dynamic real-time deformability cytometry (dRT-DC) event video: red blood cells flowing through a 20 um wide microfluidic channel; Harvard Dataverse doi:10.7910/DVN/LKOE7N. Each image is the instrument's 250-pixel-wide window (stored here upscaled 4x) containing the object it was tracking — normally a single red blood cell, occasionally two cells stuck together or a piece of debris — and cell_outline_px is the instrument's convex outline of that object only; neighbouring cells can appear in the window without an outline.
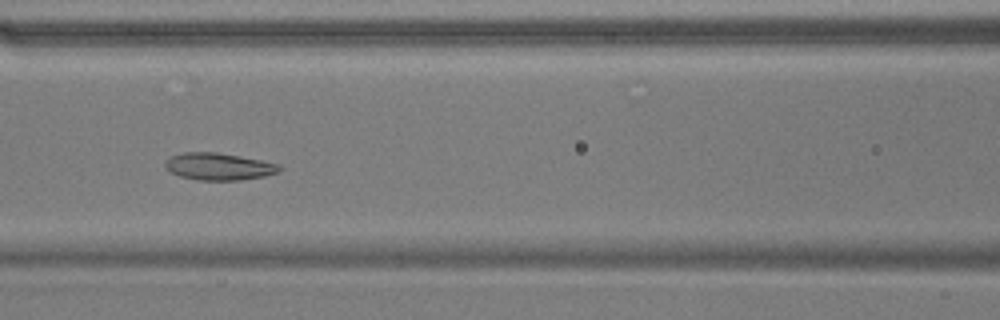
{"species": "common noctule bat (a hibernating species)", "species_latin": "Nyctalus noctula", "temperature_condition": "warm", "stored_images_in_passage": 53, "camera_frame_rate_fps": 3000, "um_per_image_px": 0.085, "animal": {"sex": "male", "body_mass_g": 17.9}, "frame": {"image": 1, "passage_image": 22, "time_ms": 7.0, "image_size_px": [1000, 320], "cell_outline_px": [[280, 172], [264, 176], [240, 180], [200, 180], [180, 176], [168, 172], [164, 168], [164, 164], [172, 156], [184, 152], [216, 152], [240, 156], [260, 160], [276, 164], [280, 168]], "centroid_in_image_um": [18.55, 14.16], "position_along_channel_um": 148.0, "area_um2": 17.92}}
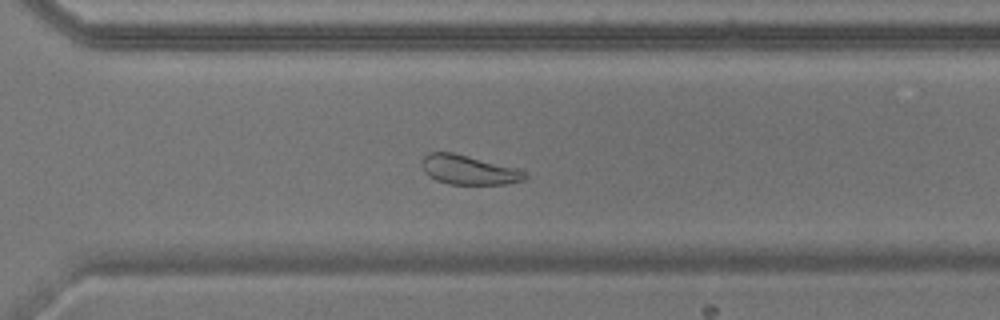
{"frame": {"image": 2, "passage_image": 37, "time_ms": 12.0, "image_size_px": [1000, 320], "cell_outline_px": [[528, 176], [524, 180], [504, 184], [448, 184], [436, 180], [428, 176], [424, 172], [420, 164], [420, 160], [428, 152], [452, 152], [528, 172]], "centroid_in_image_um": [39.76, 14.45], "position_along_channel_um": 330.8, "area_um2": 17.51}}
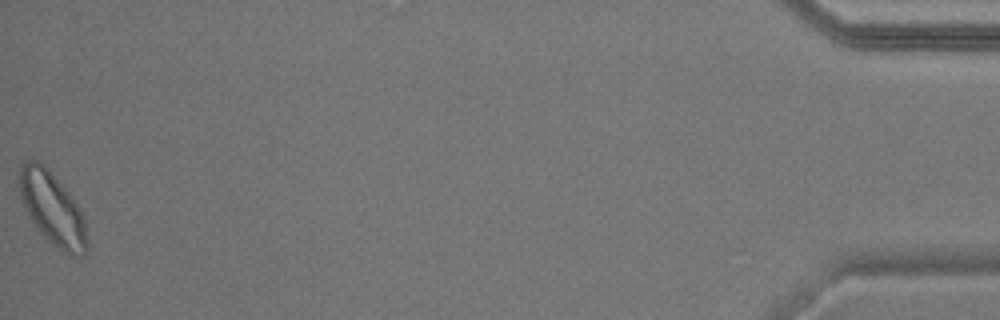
{"frame": {"image": 3, "passage_image": 53, "time_ms": 17.333, "image_size_px": [1000, 320], "cell_outline_px": [[88, 248], [84, 256], [68, 256], [44, 236], [36, 228], [20, 200], [16, 184], [16, 176], [20, 164], [24, 160], [36, 160], [44, 164], [48, 168], [80, 208], [84, 220], [88, 244]], "centroid_in_image_um": [4.39, 17.7], "position_along_channel_um": 430.8, "area_um2": 29.25}, "authors_computed_cell_mechanics": {"area_um2": 21.097, "velocity_mm_per_s": 3.6649, "shape_relaxation_time_tau1_ms": null, "shape_relaxation_time_tau2_ms": 2.7099, "deformation_change_tau1": null, "deformation_change_tau2": 0.0812}}